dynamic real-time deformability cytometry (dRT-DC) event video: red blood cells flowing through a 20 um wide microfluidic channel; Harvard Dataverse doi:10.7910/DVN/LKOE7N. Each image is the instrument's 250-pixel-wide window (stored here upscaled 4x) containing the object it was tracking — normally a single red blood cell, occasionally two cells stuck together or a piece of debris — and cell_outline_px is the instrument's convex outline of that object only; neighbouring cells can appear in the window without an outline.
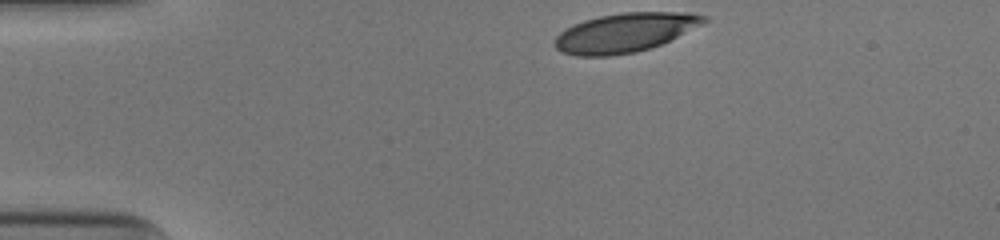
{"species": "human", "species_latin": "Homo sapiens", "temperature_condition": "cold", "stored_images_in_passage": 33, "camera_frame_rate_fps": 3000, "um_per_image_px": 0.085, "donor": {"sex": "male"}, "frame": {"image": 1, "passage_image": 1, "time_ms": 0.0, "image_size_px": [1000, 240], "cell_outline_px": [[708, 20], [660, 44], [648, 48], [632, 52], [608, 56], [576, 56], [564, 52], [556, 48], [556, 36], [560, 32], [572, 24], [584, 20], [600, 16], [620, 12], [684, 12], [704, 16]], "centroid_in_image_um": [53.05, 2.76], "position_along_channel_um": 32.0, "area_um2": 33.23}}
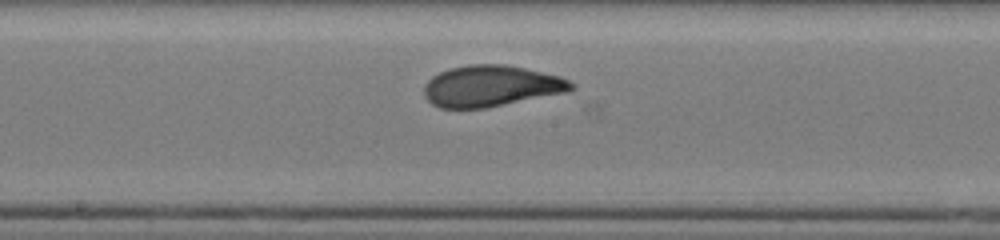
{"frame": {"image": 2, "passage_image": 19, "time_ms": 6.0, "image_size_px": [1000, 240], "cell_outline_px": [[572, 88], [564, 92], [484, 108], [440, 108], [432, 104], [424, 96], [424, 88], [428, 80], [432, 76], [448, 68], [468, 64], [504, 64], [524, 68], [560, 76], [568, 80], [572, 84]], "centroid_in_image_um": [41.67, 7.3], "position_along_channel_um": 206.5, "area_um2": 34.91}}
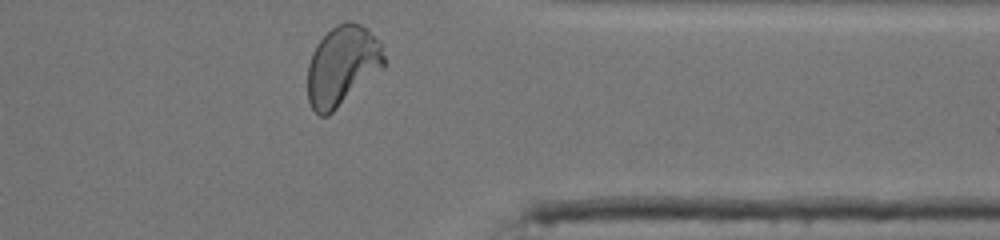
{"frame": {"image": 3, "passage_image": 33, "time_ms": 10.667, "image_size_px": [1000, 240], "cell_outline_px": [[384, 68], [328, 116], [320, 116], [312, 108], [308, 100], [308, 64], [312, 52], [316, 44], [336, 24], [348, 20], [352, 20], [368, 28], [380, 40], [384, 56]], "centroid_in_image_um": [29.11, 5.57], "position_along_channel_um": 382.3, "area_um2": 35.84}, "authors_computed_cell_mechanics": {"area_um2": 34.6222, "velocity_mm_per_s": 3.9266, "shape_relaxation_time_tau1_ms": 5.3771, "shape_relaxation_time_tau2_ms": 0.8888, "deformation_change_tau1": 0.1964, "deformation_change_tau2": 0.0654}}